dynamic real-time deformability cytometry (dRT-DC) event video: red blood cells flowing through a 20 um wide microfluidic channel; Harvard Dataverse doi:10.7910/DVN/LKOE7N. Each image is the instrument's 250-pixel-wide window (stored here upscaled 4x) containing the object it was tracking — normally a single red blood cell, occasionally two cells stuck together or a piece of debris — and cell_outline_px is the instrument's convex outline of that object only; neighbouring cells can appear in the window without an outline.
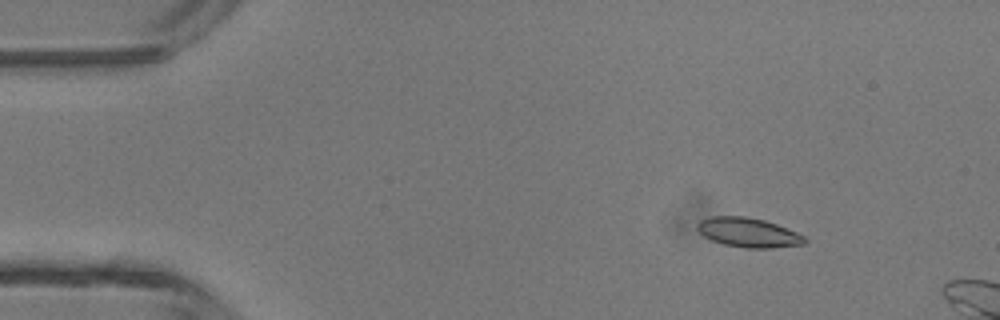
{"species": "common noctule bat (a hibernating species)", "species_latin": "Nyctalus noctula", "temperature_condition": "room temperature", "stored_images_in_passage": 10, "camera_frame_rate_fps": 3000, "um_per_image_px": 0.085, "animal": {"sex": "male", "body_mass_g": 13.3}, "frame": {"image": 1, "passage_image": 4, "time_ms": 1.0, "image_size_px": [1000, 320], "cell_outline_px": [[808, 240], [804, 244], [772, 248], [744, 248], [724, 244], [712, 240], [704, 236], [696, 228], [696, 224], [700, 220], [708, 216], [744, 216], [764, 220], [776, 224], [796, 232], [804, 236]], "centroid_in_image_um": [63.59, 19.76], "position_along_channel_um": 21.4, "area_um2": 18.44}}